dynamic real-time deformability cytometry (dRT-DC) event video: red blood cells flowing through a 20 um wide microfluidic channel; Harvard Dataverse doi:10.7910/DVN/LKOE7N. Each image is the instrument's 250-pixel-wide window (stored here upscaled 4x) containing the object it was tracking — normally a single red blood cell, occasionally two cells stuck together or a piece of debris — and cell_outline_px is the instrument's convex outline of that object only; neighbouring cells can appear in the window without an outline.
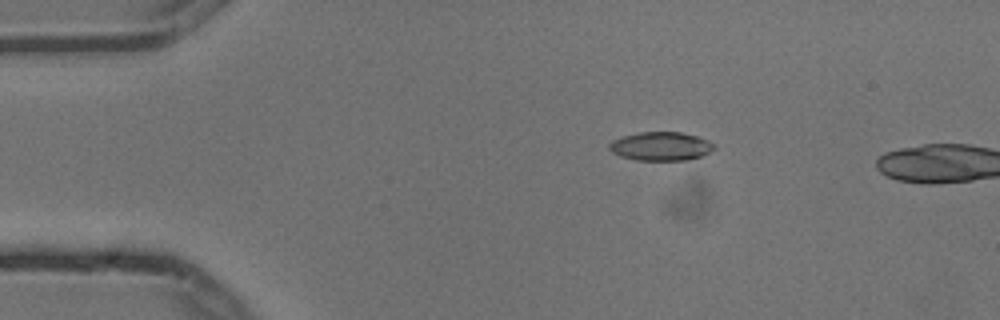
{"species": "common noctule bat (a hibernating species)", "species_latin": "Nyctalus noctula", "temperature_condition": "cold", "stored_images_in_passage": 3, "camera_frame_rate_fps": 3000, "um_per_image_px": 0.085, "animal": {"sex": "male", "body_mass_g": 13.3}, "frame": {"image": 1, "passage_image": 2, "time_ms": 0.333, "image_size_px": [1000, 320], "cell_outline_px": [[716, 148], [700, 156], [688, 160], [636, 160], [620, 156], [612, 152], [608, 148], [608, 144], [612, 140], [624, 136], [640, 132], [680, 132], [696, 136], [708, 140], [716, 144]], "centroid_in_image_um": [56.17, 12.43], "position_along_channel_um": 28.8, "area_um2": 17.51}}